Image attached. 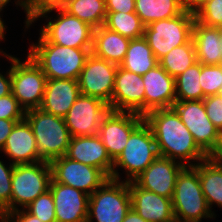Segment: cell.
Masks as SVG:
<instances>
[{
	"label": "cell",
	"instance_id": "obj_1",
	"mask_svg": "<svg viewBox=\"0 0 222 222\" xmlns=\"http://www.w3.org/2000/svg\"><path fill=\"white\" fill-rule=\"evenodd\" d=\"M144 121L152 130L159 156L174 161L180 159L179 162L185 166L195 165L189 160L201 162L208 158L173 107L148 112Z\"/></svg>",
	"mask_w": 222,
	"mask_h": 222
},
{
	"label": "cell",
	"instance_id": "obj_2",
	"mask_svg": "<svg viewBox=\"0 0 222 222\" xmlns=\"http://www.w3.org/2000/svg\"><path fill=\"white\" fill-rule=\"evenodd\" d=\"M91 50L38 42L31 45L28 54L40 66L47 79L77 80Z\"/></svg>",
	"mask_w": 222,
	"mask_h": 222
},
{
	"label": "cell",
	"instance_id": "obj_3",
	"mask_svg": "<svg viewBox=\"0 0 222 222\" xmlns=\"http://www.w3.org/2000/svg\"><path fill=\"white\" fill-rule=\"evenodd\" d=\"M58 11L56 19L50 20L40 29L38 42H51L61 46L92 49L94 28L64 9L36 8L32 23L47 13Z\"/></svg>",
	"mask_w": 222,
	"mask_h": 222
},
{
	"label": "cell",
	"instance_id": "obj_4",
	"mask_svg": "<svg viewBox=\"0 0 222 222\" xmlns=\"http://www.w3.org/2000/svg\"><path fill=\"white\" fill-rule=\"evenodd\" d=\"M25 119L31 125L43 161L50 162L66 154L71 136L64 118L34 108L25 111Z\"/></svg>",
	"mask_w": 222,
	"mask_h": 222
},
{
	"label": "cell",
	"instance_id": "obj_5",
	"mask_svg": "<svg viewBox=\"0 0 222 222\" xmlns=\"http://www.w3.org/2000/svg\"><path fill=\"white\" fill-rule=\"evenodd\" d=\"M174 217L183 222H200L214 215L201 189L198 171L185 166L179 173L172 196Z\"/></svg>",
	"mask_w": 222,
	"mask_h": 222
},
{
	"label": "cell",
	"instance_id": "obj_6",
	"mask_svg": "<svg viewBox=\"0 0 222 222\" xmlns=\"http://www.w3.org/2000/svg\"><path fill=\"white\" fill-rule=\"evenodd\" d=\"M159 156L150 126L143 121L131 134L120 156L114 161L111 179L120 181L117 167L124 168L133 181ZM130 177V178H129Z\"/></svg>",
	"mask_w": 222,
	"mask_h": 222
},
{
	"label": "cell",
	"instance_id": "obj_7",
	"mask_svg": "<svg viewBox=\"0 0 222 222\" xmlns=\"http://www.w3.org/2000/svg\"><path fill=\"white\" fill-rule=\"evenodd\" d=\"M194 22V12L185 10L173 18L151 22L145 26L143 37L159 61L173 48L192 39Z\"/></svg>",
	"mask_w": 222,
	"mask_h": 222
},
{
	"label": "cell",
	"instance_id": "obj_8",
	"mask_svg": "<svg viewBox=\"0 0 222 222\" xmlns=\"http://www.w3.org/2000/svg\"><path fill=\"white\" fill-rule=\"evenodd\" d=\"M11 63V93L25 110L40 108L44 98L47 77L40 66L28 54L27 60L7 55Z\"/></svg>",
	"mask_w": 222,
	"mask_h": 222
},
{
	"label": "cell",
	"instance_id": "obj_9",
	"mask_svg": "<svg viewBox=\"0 0 222 222\" xmlns=\"http://www.w3.org/2000/svg\"><path fill=\"white\" fill-rule=\"evenodd\" d=\"M130 209L129 182L109 178L89 196L87 222H123Z\"/></svg>",
	"mask_w": 222,
	"mask_h": 222
},
{
	"label": "cell",
	"instance_id": "obj_10",
	"mask_svg": "<svg viewBox=\"0 0 222 222\" xmlns=\"http://www.w3.org/2000/svg\"><path fill=\"white\" fill-rule=\"evenodd\" d=\"M172 107L199 148L208 157H216L222 148V133L207 116L203 100L176 101Z\"/></svg>",
	"mask_w": 222,
	"mask_h": 222
},
{
	"label": "cell",
	"instance_id": "obj_11",
	"mask_svg": "<svg viewBox=\"0 0 222 222\" xmlns=\"http://www.w3.org/2000/svg\"><path fill=\"white\" fill-rule=\"evenodd\" d=\"M51 179L49 162L14 165L11 181V212L18 210V205L24 209L49 190Z\"/></svg>",
	"mask_w": 222,
	"mask_h": 222
},
{
	"label": "cell",
	"instance_id": "obj_12",
	"mask_svg": "<svg viewBox=\"0 0 222 222\" xmlns=\"http://www.w3.org/2000/svg\"><path fill=\"white\" fill-rule=\"evenodd\" d=\"M49 164L54 182L76 188L89 196L109 179L101 169L74 161L65 155L53 159Z\"/></svg>",
	"mask_w": 222,
	"mask_h": 222
},
{
	"label": "cell",
	"instance_id": "obj_13",
	"mask_svg": "<svg viewBox=\"0 0 222 222\" xmlns=\"http://www.w3.org/2000/svg\"><path fill=\"white\" fill-rule=\"evenodd\" d=\"M117 67V64L98 58L91 53L77 79L80 93L101 99L109 105Z\"/></svg>",
	"mask_w": 222,
	"mask_h": 222
},
{
	"label": "cell",
	"instance_id": "obj_14",
	"mask_svg": "<svg viewBox=\"0 0 222 222\" xmlns=\"http://www.w3.org/2000/svg\"><path fill=\"white\" fill-rule=\"evenodd\" d=\"M144 121V116L134 112L110 110L102 119L98 136L109 156L115 161L126 147L130 134Z\"/></svg>",
	"mask_w": 222,
	"mask_h": 222
},
{
	"label": "cell",
	"instance_id": "obj_15",
	"mask_svg": "<svg viewBox=\"0 0 222 222\" xmlns=\"http://www.w3.org/2000/svg\"><path fill=\"white\" fill-rule=\"evenodd\" d=\"M110 111L101 99L80 94L64 117L71 137L97 135L103 117Z\"/></svg>",
	"mask_w": 222,
	"mask_h": 222
},
{
	"label": "cell",
	"instance_id": "obj_16",
	"mask_svg": "<svg viewBox=\"0 0 222 222\" xmlns=\"http://www.w3.org/2000/svg\"><path fill=\"white\" fill-rule=\"evenodd\" d=\"M112 111L134 112L145 116V87L142 75L118 65L111 103Z\"/></svg>",
	"mask_w": 222,
	"mask_h": 222
},
{
	"label": "cell",
	"instance_id": "obj_17",
	"mask_svg": "<svg viewBox=\"0 0 222 222\" xmlns=\"http://www.w3.org/2000/svg\"><path fill=\"white\" fill-rule=\"evenodd\" d=\"M177 161L158 156L133 181L140 188L166 198H172L177 177L185 167L179 160Z\"/></svg>",
	"mask_w": 222,
	"mask_h": 222
},
{
	"label": "cell",
	"instance_id": "obj_18",
	"mask_svg": "<svg viewBox=\"0 0 222 222\" xmlns=\"http://www.w3.org/2000/svg\"><path fill=\"white\" fill-rule=\"evenodd\" d=\"M56 222H87L89 195L51 179Z\"/></svg>",
	"mask_w": 222,
	"mask_h": 222
},
{
	"label": "cell",
	"instance_id": "obj_19",
	"mask_svg": "<svg viewBox=\"0 0 222 222\" xmlns=\"http://www.w3.org/2000/svg\"><path fill=\"white\" fill-rule=\"evenodd\" d=\"M145 87V115L157 109L170 108L176 102L175 78L159 64L142 75Z\"/></svg>",
	"mask_w": 222,
	"mask_h": 222
},
{
	"label": "cell",
	"instance_id": "obj_20",
	"mask_svg": "<svg viewBox=\"0 0 222 222\" xmlns=\"http://www.w3.org/2000/svg\"><path fill=\"white\" fill-rule=\"evenodd\" d=\"M65 156L74 161L97 167L111 178L114 161L98 135L71 137Z\"/></svg>",
	"mask_w": 222,
	"mask_h": 222
},
{
	"label": "cell",
	"instance_id": "obj_21",
	"mask_svg": "<svg viewBox=\"0 0 222 222\" xmlns=\"http://www.w3.org/2000/svg\"><path fill=\"white\" fill-rule=\"evenodd\" d=\"M131 207L147 222H171L175 219L171 199L129 182Z\"/></svg>",
	"mask_w": 222,
	"mask_h": 222
},
{
	"label": "cell",
	"instance_id": "obj_22",
	"mask_svg": "<svg viewBox=\"0 0 222 222\" xmlns=\"http://www.w3.org/2000/svg\"><path fill=\"white\" fill-rule=\"evenodd\" d=\"M0 151L12 159L13 165L43 161L31 125L25 118L15 124Z\"/></svg>",
	"mask_w": 222,
	"mask_h": 222
},
{
	"label": "cell",
	"instance_id": "obj_23",
	"mask_svg": "<svg viewBox=\"0 0 222 222\" xmlns=\"http://www.w3.org/2000/svg\"><path fill=\"white\" fill-rule=\"evenodd\" d=\"M80 94L77 80L47 79L40 108L47 113L64 118Z\"/></svg>",
	"mask_w": 222,
	"mask_h": 222
},
{
	"label": "cell",
	"instance_id": "obj_24",
	"mask_svg": "<svg viewBox=\"0 0 222 222\" xmlns=\"http://www.w3.org/2000/svg\"><path fill=\"white\" fill-rule=\"evenodd\" d=\"M192 39L198 62L202 65L222 64V28L205 26L195 20Z\"/></svg>",
	"mask_w": 222,
	"mask_h": 222
},
{
	"label": "cell",
	"instance_id": "obj_25",
	"mask_svg": "<svg viewBox=\"0 0 222 222\" xmlns=\"http://www.w3.org/2000/svg\"><path fill=\"white\" fill-rule=\"evenodd\" d=\"M130 41L131 39L100 26L94 29L91 53L98 58L120 65L126 56Z\"/></svg>",
	"mask_w": 222,
	"mask_h": 222
},
{
	"label": "cell",
	"instance_id": "obj_26",
	"mask_svg": "<svg viewBox=\"0 0 222 222\" xmlns=\"http://www.w3.org/2000/svg\"><path fill=\"white\" fill-rule=\"evenodd\" d=\"M199 174L200 185L213 214L212 204L222 207V162L217 157H208L193 166Z\"/></svg>",
	"mask_w": 222,
	"mask_h": 222
},
{
	"label": "cell",
	"instance_id": "obj_27",
	"mask_svg": "<svg viewBox=\"0 0 222 222\" xmlns=\"http://www.w3.org/2000/svg\"><path fill=\"white\" fill-rule=\"evenodd\" d=\"M184 11L181 0H135V13L145 26L157 20L173 18Z\"/></svg>",
	"mask_w": 222,
	"mask_h": 222
},
{
	"label": "cell",
	"instance_id": "obj_28",
	"mask_svg": "<svg viewBox=\"0 0 222 222\" xmlns=\"http://www.w3.org/2000/svg\"><path fill=\"white\" fill-rule=\"evenodd\" d=\"M158 64L146 39L140 37L131 39L126 56L119 66L138 75H144Z\"/></svg>",
	"mask_w": 222,
	"mask_h": 222
},
{
	"label": "cell",
	"instance_id": "obj_29",
	"mask_svg": "<svg viewBox=\"0 0 222 222\" xmlns=\"http://www.w3.org/2000/svg\"><path fill=\"white\" fill-rule=\"evenodd\" d=\"M196 62V50L193 39L186 44L173 48L158 61L159 65L174 78Z\"/></svg>",
	"mask_w": 222,
	"mask_h": 222
},
{
	"label": "cell",
	"instance_id": "obj_30",
	"mask_svg": "<svg viewBox=\"0 0 222 222\" xmlns=\"http://www.w3.org/2000/svg\"><path fill=\"white\" fill-rule=\"evenodd\" d=\"M201 63L196 62L175 78L176 101L203 100L206 96L199 83Z\"/></svg>",
	"mask_w": 222,
	"mask_h": 222
},
{
	"label": "cell",
	"instance_id": "obj_31",
	"mask_svg": "<svg viewBox=\"0 0 222 222\" xmlns=\"http://www.w3.org/2000/svg\"><path fill=\"white\" fill-rule=\"evenodd\" d=\"M64 10L94 29L104 25L107 14L105 0H75Z\"/></svg>",
	"mask_w": 222,
	"mask_h": 222
},
{
	"label": "cell",
	"instance_id": "obj_32",
	"mask_svg": "<svg viewBox=\"0 0 222 222\" xmlns=\"http://www.w3.org/2000/svg\"><path fill=\"white\" fill-rule=\"evenodd\" d=\"M104 27L129 39L143 37L145 25L135 12H107Z\"/></svg>",
	"mask_w": 222,
	"mask_h": 222
},
{
	"label": "cell",
	"instance_id": "obj_33",
	"mask_svg": "<svg viewBox=\"0 0 222 222\" xmlns=\"http://www.w3.org/2000/svg\"><path fill=\"white\" fill-rule=\"evenodd\" d=\"M204 95H219L222 87V64L202 65L199 78Z\"/></svg>",
	"mask_w": 222,
	"mask_h": 222
},
{
	"label": "cell",
	"instance_id": "obj_34",
	"mask_svg": "<svg viewBox=\"0 0 222 222\" xmlns=\"http://www.w3.org/2000/svg\"><path fill=\"white\" fill-rule=\"evenodd\" d=\"M194 16L205 26L222 28V0H206L197 8Z\"/></svg>",
	"mask_w": 222,
	"mask_h": 222
},
{
	"label": "cell",
	"instance_id": "obj_35",
	"mask_svg": "<svg viewBox=\"0 0 222 222\" xmlns=\"http://www.w3.org/2000/svg\"><path fill=\"white\" fill-rule=\"evenodd\" d=\"M24 209L42 222H56L54 199L50 190L38 196Z\"/></svg>",
	"mask_w": 222,
	"mask_h": 222
},
{
	"label": "cell",
	"instance_id": "obj_36",
	"mask_svg": "<svg viewBox=\"0 0 222 222\" xmlns=\"http://www.w3.org/2000/svg\"><path fill=\"white\" fill-rule=\"evenodd\" d=\"M13 168L12 163L6 167L0 160V217L3 218L11 212Z\"/></svg>",
	"mask_w": 222,
	"mask_h": 222
},
{
	"label": "cell",
	"instance_id": "obj_37",
	"mask_svg": "<svg viewBox=\"0 0 222 222\" xmlns=\"http://www.w3.org/2000/svg\"><path fill=\"white\" fill-rule=\"evenodd\" d=\"M25 110L18 104L12 93L0 97V119L23 120Z\"/></svg>",
	"mask_w": 222,
	"mask_h": 222
},
{
	"label": "cell",
	"instance_id": "obj_38",
	"mask_svg": "<svg viewBox=\"0 0 222 222\" xmlns=\"http://www.w3.org/2000/svg\"><path fill=\"white\" fill-rule=\"evenodd\" d=\"M207 116L222 133V95H210L203 99Z\"/></svg>",
	"mask_w": 222,
	"mask_h": 222
},
{
	"label": "cell",
	"instance_id": "obj_39",
	"mask_svg": "<svg viewBox=\"0 0 222 222\" xmlns=\"http://www.w3.org/2000/svg\"><path fill=\"white\" fill-rule=\"evenodd\" d=\"M107 12H135V0H105Z\"/></svg>",
	"mask_w": 222,
	"mask_h": 222
},
{
	"label": "cell",
	"instance_id": "obj_40",
	"mask_svg": "<svg viewBox=\"0 0 222 222\" xmlns=\"http://www.w3.org/2000/svg\"><path fill=\"white\" fill-rule=\"evenodd\" d=\"M10 0H0V10L8 4ZM23 7L24 11L26 12V20H25V27L28 28L32 24V19L34 16L35 9L37 7V2L35 0H18L16 5Z\"/></svg>",
	"mask_w": 222,
	"mask_h": 222
},
{
	"label": "cell",
	"instance_id": "obj_41",
	"mask_svg": "<svg viewBox=\"0 0 222 222\" xmlns=\"http://www.w3.org/2000/svg\"><path fill=\"white\" fill-rule=\"evenodd\" d=\"M5 219L8 222H42L39 218L33 216L25 209H18L10 212Z\"/></svg>",
	"mask_w": 222,
	"mask_h": 222
},
{
	"label": "cell",
	"instance_id": "obj_42",
	"mask_svg": "<svg viewBox=\"0 0 222 222\" xmlns=\"http://www.w3.org/2000/svg\"><path fill=\"white\" fill-rule=\"evenodd\" d=\"M22 120H6L0 119V150L3 148L6 143L8 135L11 133L15 124Z\"/></svg>",
	"mask_w": 222,
	"mask_h": 222
},
{
	"label": "cell",
	"instance_id": "obj_43",
	"mask_svg": "<svg viewBox=\"0 0 222 222\" xmlns=\"http://www.w3.org/2000/svg\"><path fill=\"white\" fill-rule=\"evenodd\" d=\"M75 0H41L36 8L64 9Z\"/></svg>",
	"mask_w": 222,
	"mask_h": 222
},
{
	"label": "cell",
	"instance_id": "obj_44",
	"mask_svg": "<svg viewBox=\"0 0 222 222\" xmlns=\"http://www.w3.org/2000/svg\"><path fill=\"white\" fill-rule=\"evenodd\" d=\"M6 74L7 77L0 73V97L11 93V69Z\"/></svg>",
	"mask_w": 222,
	"mask_h": 222
},
{
	"label": "cell",
	"instance_id": "obj_45",
	"mask_svg": "<svg viewBox=\"0 0 222 222\" xmlns=\"http://www.w3.org/2000/svg\"><path fill=\"white\" fill-rule=\"evenodd\" d=\"M205 1L206 0H181V3L185 10L195 12Z\"/></svg>",
	"mask_w": 222,
	"mask_h": 222
},
{
	"label": "cell",
	"instance_id": "obj_46",
	"mask_svg": "<svg viewBox=\"0 0 222 222\" xmlns=\"http://www.w3.org/2000/svg\"><path fill=\"white\" fill-rule=\"evenodd\" d=\"M123 222H147L132 207L127 212Z\"/></svg>",
	"mask_w": 222,
	"mask_h": 222
},
{
	"label": "cell",
	"instance_id": "obj_47",
	"mask_svg": "<svg viewBox=\"0 0 222 222\" xmlns=\"http://www.w3.org/2000/svg\"><path fill=\"white\" fill-rule=\"evenodd\" d=\"M0 12H1V10H0ZM4 33H5V24L0 16V36H4Z\"/></svg>",
	"mask_w": 222,
	"mask_h": 222
},
{
	"label": "cell",
	"instance_id": "obj_48",
	"mask_svg": "<svg viewBox=\"0 0 222 222\" xmlns=\"http://www.w3.org/2000/svg\"><path fill=\"white\" fill-rule=\"evenodd\" d=\"M216 157L222 162V148Z\"/></svg>",
	"mask_w": 222,
	"mask_h": 222
},
{
	"label": "cell",
	"instance_id": "obj_49",
	"mask_svg": "<svg viewBox=\"0 0 222 222\" xmlns=\"http://www.w3.org/2000/svg\"><path fill=\"white\" fill-rule=\"evenodd\" d=\"M0 221L1 222H8L5 218H3V217H0Z\"/></svg>",
	"mask_w": 222,
	"mask_h": 222
},
{
	"label": "cell",
	"instance_id": "obj_50",
	"mask_svg": "<svg viewBox=\"0 0 222 222\" xmlns=\"http://www.w3.org/2000/svg\"><path fill=\"white\" fill-rule=\"evenodd\" d=\"M171 222H183V221H180V220L174 219V220H172Z\"/></svg>",
	"mask_w": 222,
	"mask_h": 222
},
{
	"label": "cell",
	"instance_id": "obj_51",
	"mask_svg": "<svg viewBox=\"0 0 222 222\" xmlns=\"http://www.w3.org/2000/svg\"><path fill=\"white\" fill-rule=\"evenodd\" d=\"M1 39H4V36H0V41H1ZM3 51H0V53H2Z\"/></svg>",
	"mask_w": 222,
	"mask_h": 222
}]
</instances>
